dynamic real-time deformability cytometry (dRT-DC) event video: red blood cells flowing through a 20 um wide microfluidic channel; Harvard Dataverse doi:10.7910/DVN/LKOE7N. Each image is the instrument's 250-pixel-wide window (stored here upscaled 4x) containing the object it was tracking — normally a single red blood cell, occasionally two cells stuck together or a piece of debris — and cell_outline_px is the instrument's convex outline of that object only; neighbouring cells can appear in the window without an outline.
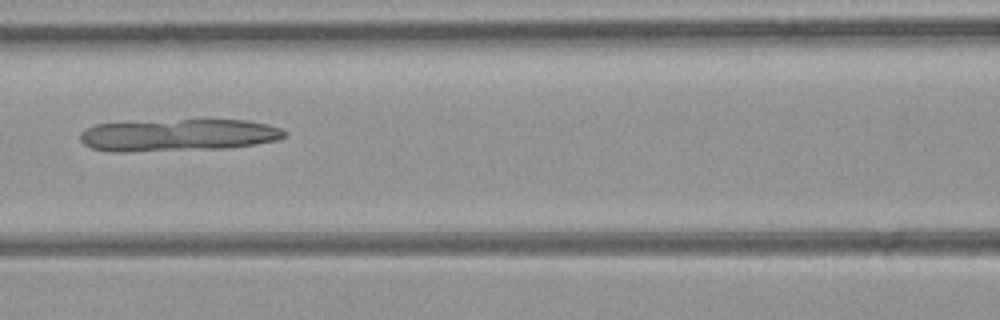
{"species": "common noctule bat (a hibernating species)", "species_latin": "Nyctalus noctula", "temperature_condition": "room temperature", "stored_images_in_passage": 37, "camera_frame_rate_fps": 3000, "um_per_image_px": 0.085, "animal": {"sex": "female", "body_mass_g": 21.9}, "frame": {"image": 1, "passage_image": 11, "time_ms": 3.333, "image_size_px": [1000, 320], "cell_outline_px": [[288, 132], [284, 136], [276, 140], [252, 144], [224, 148], [124, 152], [108, 152], [92, 148], [84, 144], [80, 140], [80, 132], [84, 128], [96, 124], [180, 120], [248, 120], [280, 128]], "centroid_in_image_um": [15.08, 11.49], "position_along_channel_um": 151.5, "area_um2": 37.97}}
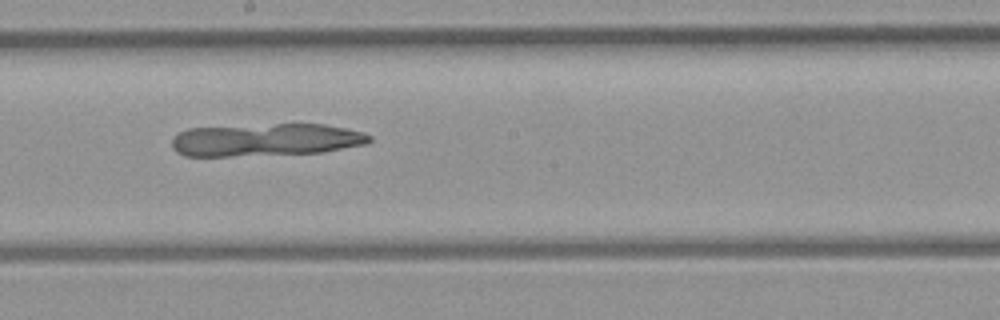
{"frame": {"image": 2, "passage_image": 16, "time_ms": 5.0, "image_size_px": [1000, 320], "cell_outline_px": [[372, 140], [368, 144], [324, 152], [228, 156], [184, 156], [176, 152], [172, 148], [172, 140], [180, 132], [188, 128], [276, 124], [324, 124], [364, 132], [372, 136]], "centroid_in_image_um": [22.63, 11.89], "position_along_channel_um": 225.6, "area_um2": 37.57}}